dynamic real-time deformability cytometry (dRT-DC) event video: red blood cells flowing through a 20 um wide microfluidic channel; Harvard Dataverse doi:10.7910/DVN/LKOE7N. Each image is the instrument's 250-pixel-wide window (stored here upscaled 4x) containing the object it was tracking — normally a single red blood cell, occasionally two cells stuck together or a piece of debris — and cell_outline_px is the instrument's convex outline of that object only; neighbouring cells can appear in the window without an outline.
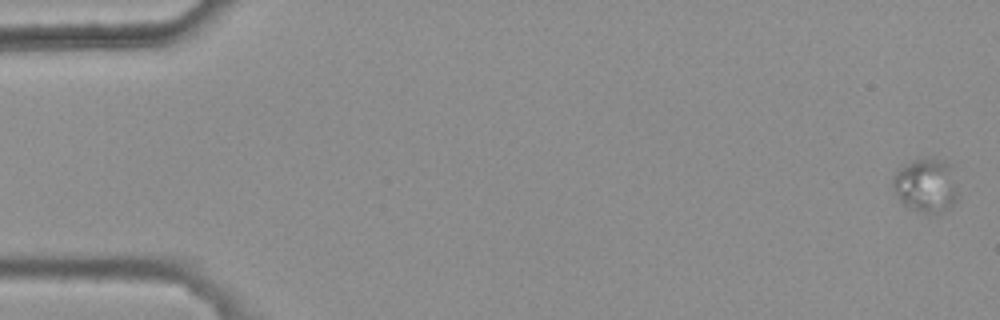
{"species": "common noctule bat (a hibernating species)", "species_latin": "Nyctalus noctula", "temperature_condition": "warm", "stored_images_in_passage": 6, "camera_frame_rate_fps": 3000, "um_per_image_px": 0.085, "animal": {"sex": "female", "body_mass_g": 25.1}, "frame": {"image": 1, "passage_image": 1, "time_ms": 0.0, "image_size_px": [1000, 320], "cell_outline_px": [[960, 196], [948, 208], [936, 216], [912, 208], [904, 204], [900, 200], [892, 188], [892, 180], [896, 172], [904, 164], [912, 160], [924, 156], [932, 156], [944, 160], [952, 164]], "centroid_in_image_um": [78.77, 15.71], "position_along_channel_um": 6.2, "area_um2": 21.27}}
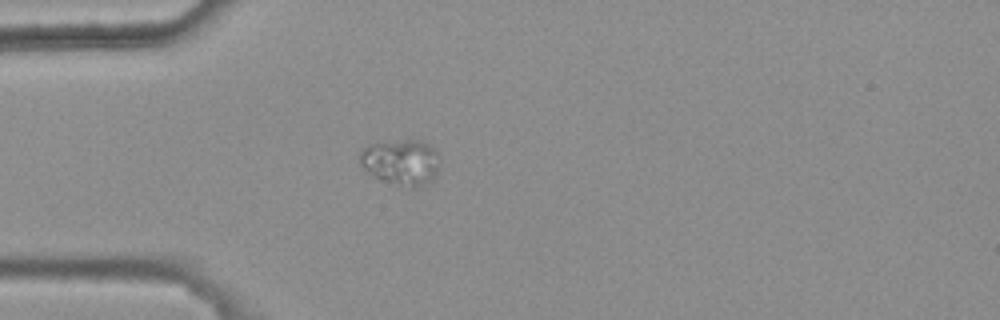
{"frame": {"image": 2, "passage_image": 5, "time_ms": 1.333, "image_size_px": [1000, 320], "cell_outline_px": [[440, 168], [432, 180], [428, 184], [420, 188], [412, 188], [380, 180], [364, 168], [360, 164], [360, 152], [364, 148], [380, 140], [424, 140], [436, 152]], "centroid_in_image_um": [34.11, 13.78], "position_along_channel_um": 50.9, "area_um2": 21.62}}